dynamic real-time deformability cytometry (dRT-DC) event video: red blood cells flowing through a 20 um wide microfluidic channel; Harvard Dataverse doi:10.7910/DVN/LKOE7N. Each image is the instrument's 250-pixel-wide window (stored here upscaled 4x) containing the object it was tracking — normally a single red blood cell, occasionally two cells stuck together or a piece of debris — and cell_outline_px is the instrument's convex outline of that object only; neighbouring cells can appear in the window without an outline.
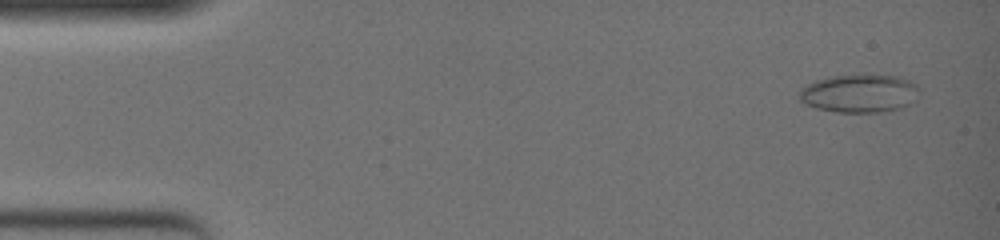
{"species": "common noctule bat (a hibernating species)", "species_latin": "Nyctalus noctula", "temperature_condition": "warm", "stored_images_in_passage": 51, "camera_frame_rate_fps": 3000, "um_per_image_px": 0.085, "animal": {"sex": "female", "body_mass_g": 19.0, "forearm_length_mm": 51.5}, "frame": {"image": 1, "passage_image": 3, "time_ms": 0.667, "image_size_px": [1000, 240], "cell_outline_px": [[920, 88], [916, 100], [900, 108], [884, 112], [836, 112], [816, 108], [800, 100], [796, 96], [800, 88], [816, 80], [828, 76], [860, 72], [864, 72], [900, 76], [916, 84]], "centroid_in_image_um": [73.05, 7.89], "position_along_channel_um": 11.9, "area_um2": 27.74}}
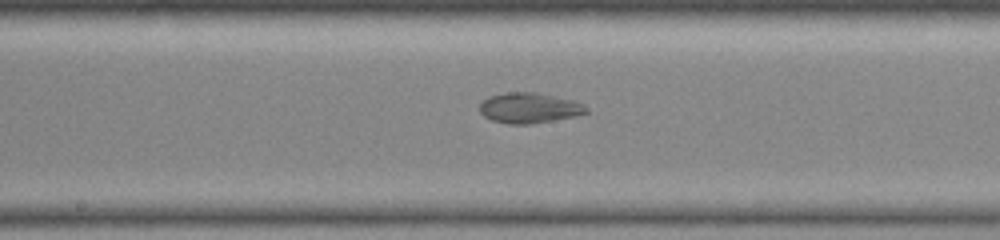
{"frame": {"image": 2, "passage_image": 28, "time_ms": 9.0, "image_size_px": [1000, 240], "cell_outline_px": [[588, 112], [576, 116], [532, 124], [508, 124], [492, 120], [484, 116], [480, 112], [480, 104], [488, 96], [504, 92], [536, 92], [572, 100], [584, 104], [588, 108]], "centroid_in_image_um": [44.98, 9.17], "position_along_channel_um": 203.2, "area_um2": 18.96}}
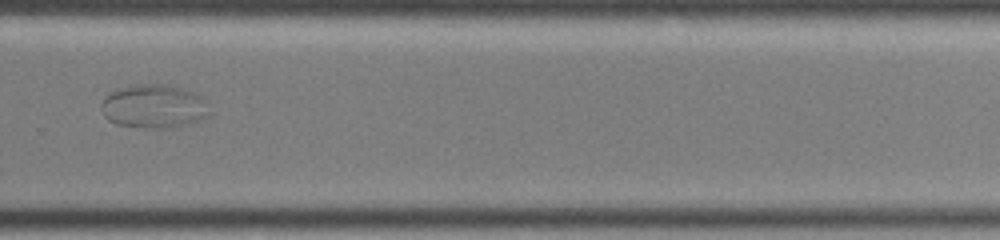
{"frame": {"image": 3, "passage_image": 37, "time_ms": 12.0, "image_size_px": [1000, 240], "cell_outline_px": [[212, 112], [204, 120], [172, 128], [144, 128], [116, 124], [108, 120], [104, 116], [100, 108], [100, 104], [104, 96], [108, 92], [116, 88], [132, 84], [168, 84], [184, 88], [204, 96], [208, 100]], "centroid_in_image_um": [13.12, 9.03], "position_along_channel_um": 316.7, "area_um2": 28.73}}